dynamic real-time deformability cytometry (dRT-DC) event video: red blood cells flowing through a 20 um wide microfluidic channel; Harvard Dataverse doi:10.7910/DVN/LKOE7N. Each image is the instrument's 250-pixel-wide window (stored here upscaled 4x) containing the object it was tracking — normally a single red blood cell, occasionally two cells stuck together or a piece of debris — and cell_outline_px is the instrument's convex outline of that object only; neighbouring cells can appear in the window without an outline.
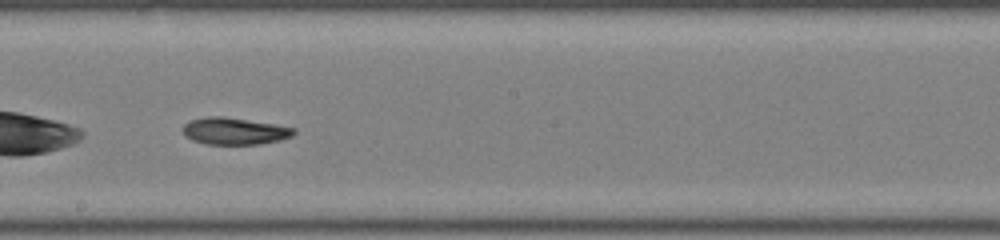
{"species": "common noctule bat (a hibernating species)", "species_latin": "Nyctalus noctula", "temperature_condition": "room temperature", "stored_images_in_passage": 29, "camera_frame_rate_fps": 3000, "um_per_image_px": 0.085, "animal": {"sex": "male", "body_mass_g": 19.0, "forearm_length_mm": 50.8}, "frame": {"image": 1, "passage_image": 13, "time_ms": 4.0, "image_size_px": [1000, 240], "cell_outline_px": [[296, 132], [292, 136], [280, 140], [260, 144], [208, 144], [192, 140], [184, 136], [180, 128], [188, 120], [208, 116], [220, 116], [276, 124], [296, 128]], "centroid_in_image_um": [19.9, 11.14], "position_along_channel_um": 228.3, "area_um2": 17.63}, "authors_computed_cell_mechanics": {"area_um2": 17.918, "velocity_mm_per_s": 4.0861, "shape_relaxation_time_tau1_ms": null, "shape_relaxation_time_tau2_ms": 11.3254, "deformation_change_tau1": null, "deformation_change_tau2": 0.1846}}